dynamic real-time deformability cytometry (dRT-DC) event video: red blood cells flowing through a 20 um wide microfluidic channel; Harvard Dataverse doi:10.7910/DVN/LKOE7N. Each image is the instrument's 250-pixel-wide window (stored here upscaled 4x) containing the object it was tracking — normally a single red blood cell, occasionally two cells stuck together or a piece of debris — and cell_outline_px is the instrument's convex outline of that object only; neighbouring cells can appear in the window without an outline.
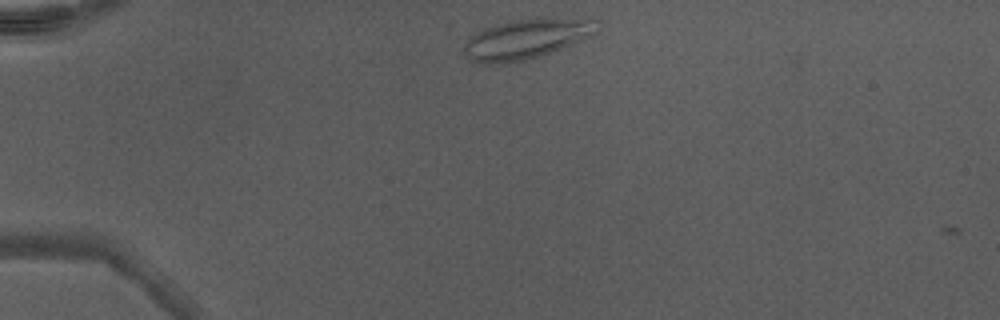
{"species": "Egyptian fruit bat (a non-hibernating species)", "species_latin": "Rousettus aegyptiacus", "temperature_condition": "warm", "stored_images_in_passage": 2, "camera_frame_rate_fps": 3000, "um_per_image_px": 0.085, "animal": {"sex": "male"}, "frame": {"image": 1, "passage_image": 1, "time_ms": 0.0, "image_size_px": [1000, 320], "cell_outline_px": [[600, 28], [592, 36], [584, 40], [540, 56], [524, 60], [492, 64], [472, 60], [464, 52], [464, 44], [476, 32], [484, 28], [508, 20], [592, 16], [600, 20]], "centroid_in_image_um": [44.9, 3.25], "position_along_channel_um": 40.1, "area_um2": 31.39}}